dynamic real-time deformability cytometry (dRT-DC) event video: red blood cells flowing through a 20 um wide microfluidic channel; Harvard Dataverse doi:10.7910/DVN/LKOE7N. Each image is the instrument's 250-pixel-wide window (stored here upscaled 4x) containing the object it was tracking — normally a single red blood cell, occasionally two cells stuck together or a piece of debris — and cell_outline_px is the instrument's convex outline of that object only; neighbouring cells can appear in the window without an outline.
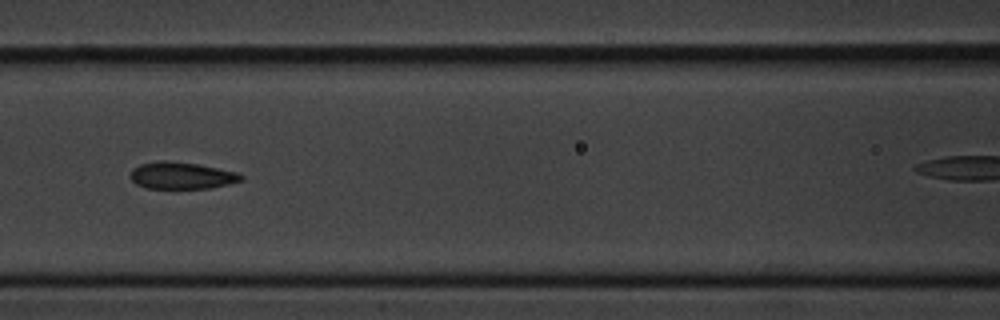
{"species": "common noctule bat (a hibernating species)", "species_latin": "Nyctalus noctula", "temperature_condition": "cold", "stored_images_in_passage": 10, "camera_frame_rate_fps": 3000, "um_per_image_px": 0.085, "animal": {"sex": "male", "body_mass_g": 20.1, "forearm_length_mm": 53.5}, "frame": {"image": 1, "passage_image": 7, "time_ms": 7.667, "image_size_px": [1000, 320], "cell_outline_px": [[244, 180], [212, 188], [148, 188], [136, 184], [132, 180], [132, 168], [140, 164], [160, 160], [164, 160], [196, 164], [236, 172], [244, 176]], "centroid_in_image_um": [15.45, 14.92], "position_along_channel_um": 151.2, "area_um2": 17.17}}